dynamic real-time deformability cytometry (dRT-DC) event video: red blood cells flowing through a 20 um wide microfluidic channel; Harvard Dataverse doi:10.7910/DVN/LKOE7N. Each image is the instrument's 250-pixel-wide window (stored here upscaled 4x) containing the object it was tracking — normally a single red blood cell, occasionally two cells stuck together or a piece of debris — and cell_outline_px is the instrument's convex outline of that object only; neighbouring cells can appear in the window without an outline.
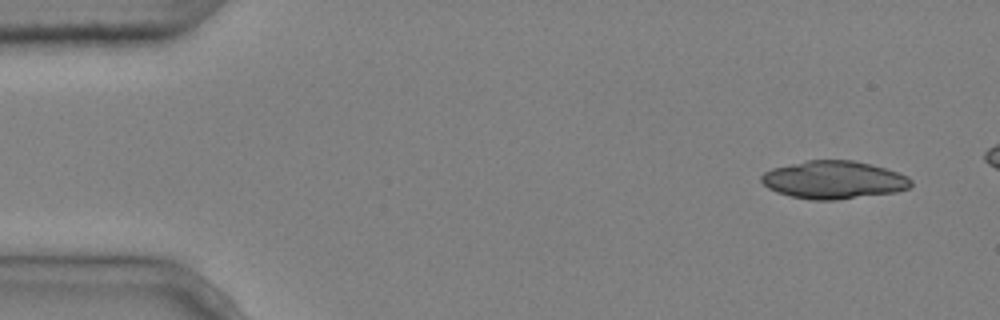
{"species": "common noctule bat (a hibernating species)", "species_latin": "Nyctalus noctula", "temperature_condition": "cold", "stored_images_in_passage": 8, "camera_frame_rate_fps": 3000, "um_per_image_px": 0.085, "animal": {"sex": "male", "body_mass_g": 20.4}, "frame": {"image": 1, "passage_image": 1, "time_ms": 0.0, "image_size_px": [1000, 320], "cell_outline_px": [[912, 184], [908, 188], [896, 192], [836, 200], [812, 200], [792, 196], [776, 192], [768, 188], [760, 180], [760, 176], [764, 172], [772, 168], [808, 160], [852, 160], [884, 168], [908, 176], [912, 180]], "centroid_in_image_um": [70.85, 15.29], "position_along_channel_um": 14.2, "area_um2": 32.89}}
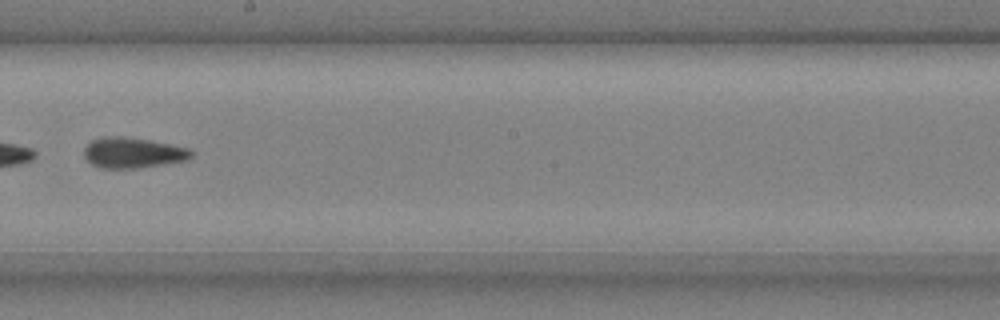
{"frame": {"image": 2, "passage_image": 8, "time_ms": 2.333, "image_size_px": [1000, 320], "cell_outline_px": [[196, 152], [188, 160], [140, 168], [100, 168], [92, 164], [84, 156], [84, 148], [92, 140], [104, 136], [124, 136], [152, 140], [188, 148]], "centroid_in_image_um": [11.32, 12.98], "position_along_channel_um": 236.9, "area_um2": 19.31}}